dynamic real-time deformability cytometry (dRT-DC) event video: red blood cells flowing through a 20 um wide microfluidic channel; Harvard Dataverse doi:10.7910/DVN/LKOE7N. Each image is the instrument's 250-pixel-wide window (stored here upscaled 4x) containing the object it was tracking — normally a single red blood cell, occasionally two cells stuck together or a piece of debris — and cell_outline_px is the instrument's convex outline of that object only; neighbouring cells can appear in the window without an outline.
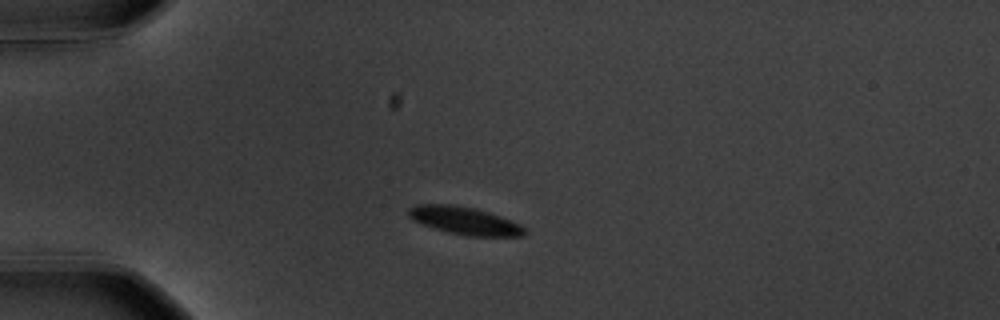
{"species": "common noctule bat (a hibernating species)", "species_latin": "Nyctalus noctula", "temperature_condition": "warm", "stored_images_in_passage": 43, "camera_frame_rate_fps": 3000, "um_per_image_px": 0.085, "animal": {"sex": "male", "body_mass_g": 20.1, "forearm_length_mm": 53.5}, "frame": {"image": 1, "passage_image": 1, "time_ms": 0.0, "image_size_px": [1000, 320], "cell_outline_px": [[528, 232], [524, 236], [468, 236], [448, 232], [432, 228], [412, 220], [408, 216], [408, 208], [416, 204], [448, 204], [476, 208], [512, 220], [520, 224]], "centroid_in_image_um": [39.49, 18.76], "position_along_channel_um": 45.5, "area_um2": 18.9}}
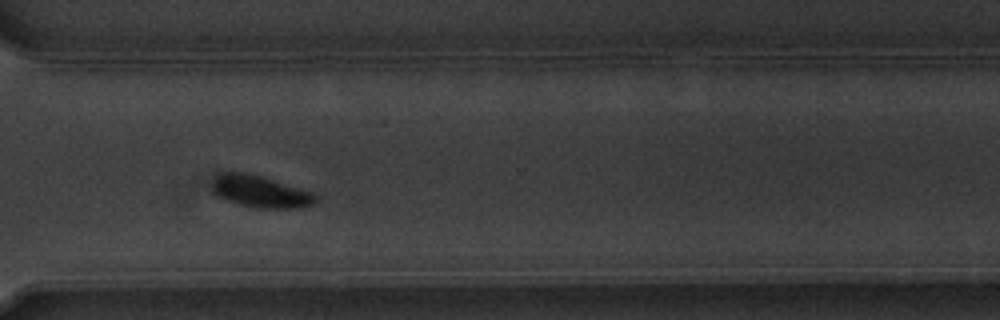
{"frame": {"image": 2, "passage_image": 29, "time_ms": 9.333, "image_size_px": [1000, 320], "cell_outline_px": [[316, 200], [312, 204], [300, 208], [256, 208], [224, 200], [216, 196], [216, 176], [224, 172], [244, 172], [260, 176], [312, 192], [316, 196]], "centroid_in_image_um": [22.16, 16.3], "position_along_channel_um": 348.4, "area_um2": 18.67}}
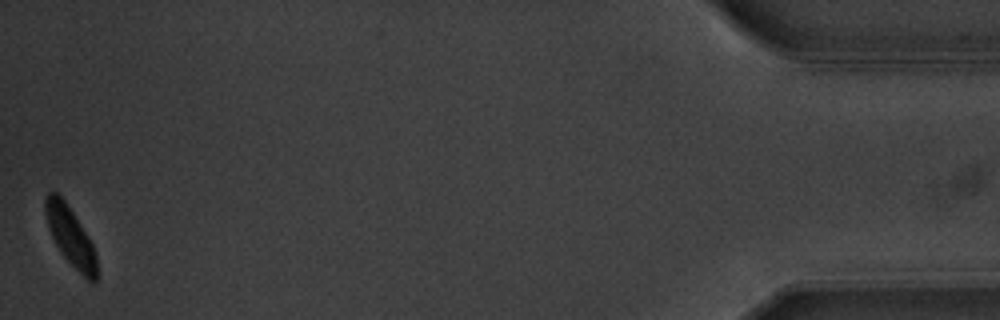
{"frame": {"image": 3, "passage_image": 43, "time_ms": 14.0, "image_size_px": [1000, 320], "cell_outline_px": [[96, 280], [92, 284], [60, 252], [48, 228], [44, 212], [44, 200], [48, 192], [56, 192], [64, 200], [88, 236], [92, 244], [96, 256]], "centroid_in_image_um": [5.95, 20.06], "position_along_channel_um": 429.2, "area_um2": 17.22}, "authors_computed_cell_mechanics": {"area_um2": 18.9006, "velocity_mm_per_s": 3.5306, "shape_relaxation_time_tau1_ms": 1.9897, "shape_relaxation_time_tau2_ms": null, "deformation_change_tau1": 0.0849, "deformation_change_tau2": null}}